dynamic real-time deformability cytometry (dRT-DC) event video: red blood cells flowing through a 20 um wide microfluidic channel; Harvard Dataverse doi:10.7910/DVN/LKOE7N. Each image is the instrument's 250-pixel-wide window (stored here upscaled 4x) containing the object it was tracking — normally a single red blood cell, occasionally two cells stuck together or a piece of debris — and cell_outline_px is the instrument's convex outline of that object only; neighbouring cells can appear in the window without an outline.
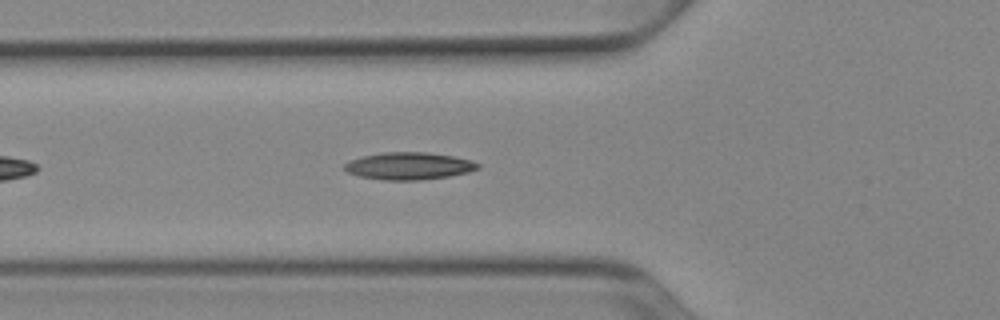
{"species": "Egyptian fruit bat (a non-hibernating species)", "species_latin": "Rousettus aegyptiacus", "temperature_condition": "cold", "stored_images_in_passage": 26, "camera_frame_rate_fps": 3000, "um_per_image_px": 0.085, "animal": {"sex": "female"}, "frame": {"image": 1, "passage_image": 7, "time_ms": 2.0, "image_size_px": [1000, 320], "cell_outline_px": [[480, 168], [468, 172], [448, 176], [420, 180], [384, 180], [360, 176], [348, 172], [344, 168], [344, 164], [360, 156], [384, 152], [424, 152], [452, 156], [472, 160], [480, 164]], "centroid_in_image_um": [34.77, 14.1], "position_along_channel_um": 91.0, "area_um2": 21.1}}
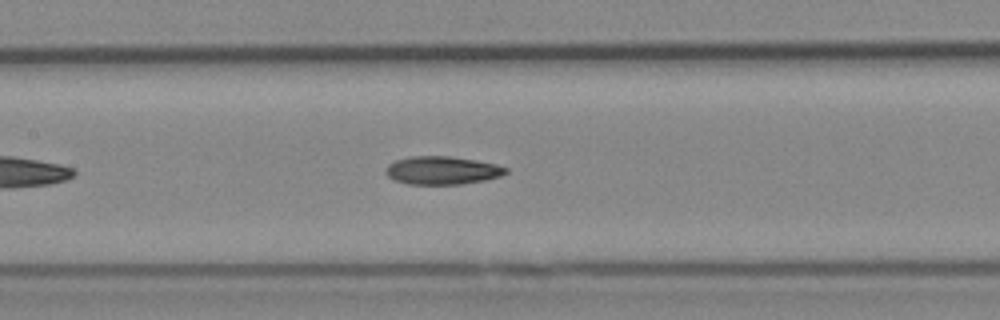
{"frame": {"image": 2, "passage_image": 13, "time_ms": 4.0, "image_size_px": [1000, 320], "cell_outline_px": [[508, 172], [500, 176], [484, 180], [460, 184], [408, 184], [392, 180], [384, 172], [388, 164], [396, 160], [412, 156], [448, 156], [476, 160], [496, 164], [508, 168]], "centroid_in_image_um": [37.56, 14.48], "position_along_channel_um": 169.8, "area_um2": 19.71}}
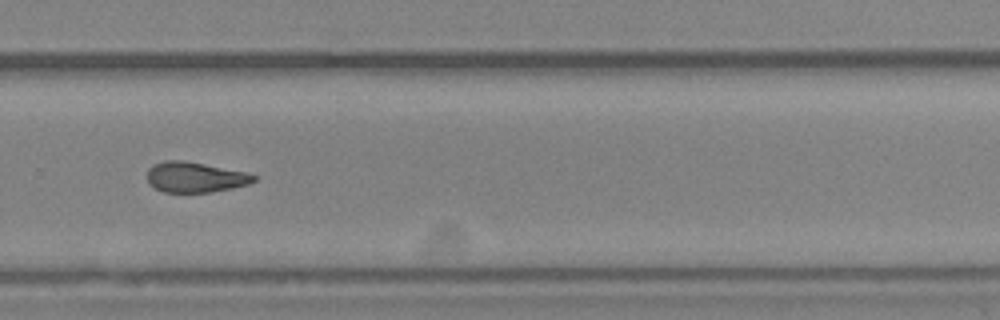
{"frame": {"image": 3, "passage_image": 24, "time_ms": 7.667, "image_size_px": [1000, 320], "cell_outline_px": [[256, 180], [248, 184], [232, 188], [212, 192], [164, 192], [148, 184], [148, 168], [152, 164], [164, 160], [184, 160], [244, 172], [256, 176]], "centroid_in_image_um": [16.54, 15.06], "position_along_channel_um": 313.3, "area_um2": 18.79}}